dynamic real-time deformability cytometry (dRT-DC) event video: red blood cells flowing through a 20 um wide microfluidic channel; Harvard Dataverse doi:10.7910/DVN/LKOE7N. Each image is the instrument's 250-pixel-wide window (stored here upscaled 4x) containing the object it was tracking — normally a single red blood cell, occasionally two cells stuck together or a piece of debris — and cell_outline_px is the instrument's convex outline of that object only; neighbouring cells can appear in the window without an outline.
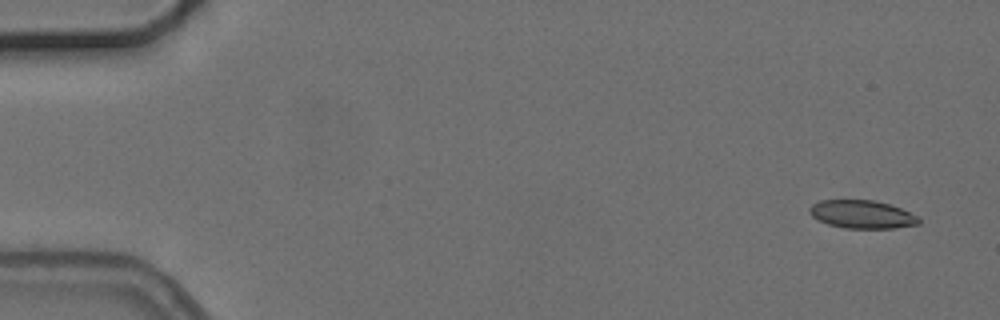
{"species": "common noctule bat (a hibernating species)", "species_latin": "Nyctalus noctula", "temperature_condition": "cold", "stored_images_in_passage": 5, "camera_frame_rate_fps": 3000, "um_per_image_px": 0.085, "animal": {"sex": "female", "body_mass_g": 24.6, "forearm_length_mm": 56.2}, "frame": {"image": 1, "passage_image": 1, "time_ms": 0.0, "image_size_px": [1000, 320], "cell_outline_px": [[920, 224], [896, 228], [844, 228], [828, 224], [812, 216], [808, 212], [808, 208], [812, 204], [820, 200], [872, 200], [888, 204], [900, 208], [916, 216], [920, 220]], "centroid_in_image_um": [73.24, 18.22], "position_along_channel_um": 11.8, "area_um2": 17.8}}
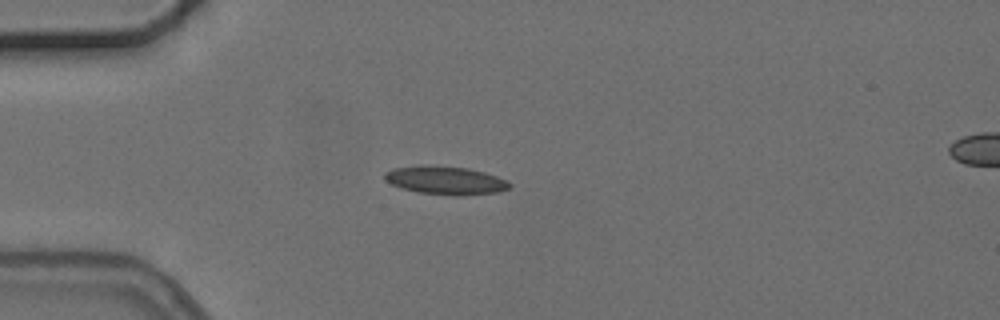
{"frame": {"image": 2, "passage_image": 4, "time_ms": 4.0, "image_size_px": [1000, 320], "cell_outline_px": [[512, 184], [508, 188], [496, 192], [460, 196], [456, 196], [416, 192], [400, 188], [384, 180], [384, 172], [392, 168], [420, 164], [468, 168], [484, 172], [496, 176]], "centroid_in_image_um": [37.79, 15.32], "position_along_channel_um": 47.2, "area_um2": 20.75}}